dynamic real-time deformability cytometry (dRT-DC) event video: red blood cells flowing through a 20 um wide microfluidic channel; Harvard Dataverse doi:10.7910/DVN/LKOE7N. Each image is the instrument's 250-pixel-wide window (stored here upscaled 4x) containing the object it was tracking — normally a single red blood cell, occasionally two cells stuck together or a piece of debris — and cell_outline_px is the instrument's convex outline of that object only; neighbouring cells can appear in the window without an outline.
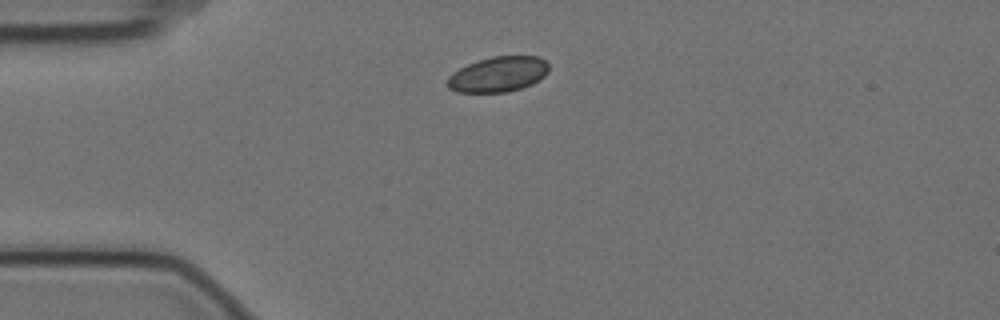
{"species": "Egyptian fruit bat (a non-hibernating species)", "species_latin": "Rousettus aegyptiacus", "temperature_condition": "cold", "stored_images_in_passage": 1, "camera_frame_rate_fps": 3000, "um_per_image_px": 0.085, "animal": {"sex": "female"}, "frame": {"image": 1, "passage_image": 1, "time_ms": 0.0, "image_size_px": [1000, 320], "cell_outline_px": [[548, 72], [544, 76], [532, 84], [508, 92], [456, 92], [448, 88], [444, 84], [448, 76], [452, 72], [468, 64], [492, 56], [540, 56], [548, 64]], "centroid_in_image_um": [42.31, 6.32], "position_along_channel_um": 42.7, "area_um2": 20.98}}